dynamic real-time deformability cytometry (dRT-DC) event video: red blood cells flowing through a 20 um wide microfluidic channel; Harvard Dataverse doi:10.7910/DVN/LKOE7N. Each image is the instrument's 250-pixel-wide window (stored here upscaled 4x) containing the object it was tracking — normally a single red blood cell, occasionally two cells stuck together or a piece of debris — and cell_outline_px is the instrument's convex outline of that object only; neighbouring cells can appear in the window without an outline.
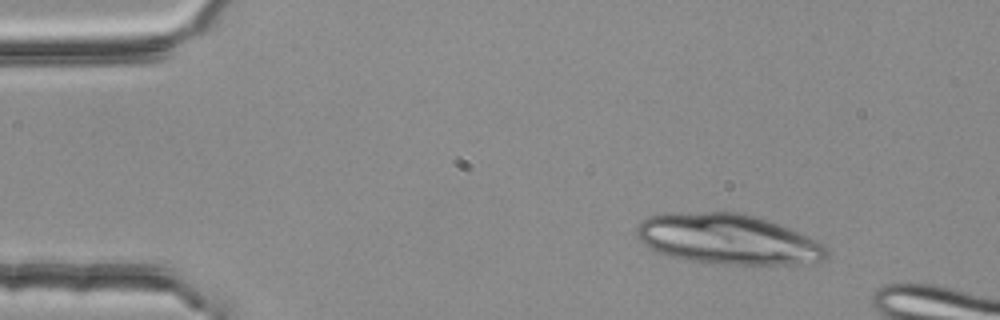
{"species": "common noctule bat (a hibernating species)", "species_latin": "Nyctalus noctula", "temperature_condition": "room temperature", "stored_images_in_passage": 46, "camera_frame_rate_fps": 3000, "um_per_image_px": 0.085, "animal": {"sex": "female", "body_mass_g": 25.1}, "frame": {"image": 1, "passage_image": 1, "time_ms": 0.0, "image_size_px": [1000, 320], "cell_outline_px": [[828, 256], [824, 260], [804, 268], [724, 264], [692, 260], [668, 256], [644, 244], [636, 236], [636, 228], [648, 216], [664, 212], [740, 212], [756, 216], [768, 220], [808, 236], [824, 244], [828, 252]], "centroid_in_image_um": [62.0, 20.37], "position_along_channel_um": 23.0, "area_um2": 57.05}}
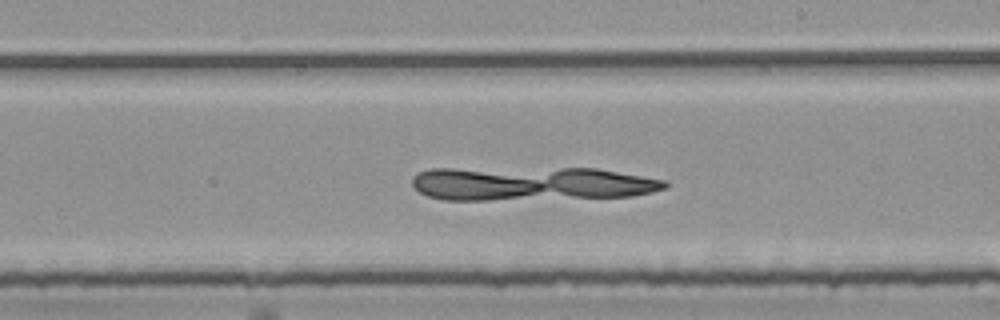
{"frame": {"image": 2, "passage_image": 25, "time_ms": 8.0, "image_size_px": [1000, 320], "cell_outline_px": [[668, 188], [652, 192], [632, 196], [488, 200], [444, 200], [428, 196], [420, 192], [412, 184], [412, 180], [420, 172], [432, 168], [596, 168], [668, 180]], "centroid_in_image_um": [45.19, 15.6], "position_along_channel_um": 243.8, "area_um2": 50.05}}
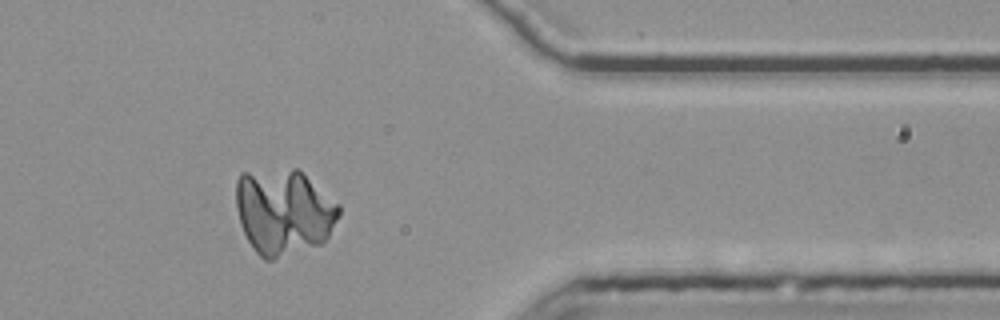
{"frame": {"image": 3, "passage_image": 38, "time_ms": 12.333, "image_size_px": [1000, 320], "cell_outline_px": [[340, 216], [324, 244], [272, 260], [264, 260], [256, 252], [248, 240], [240, 224], [236, 208], [236, 180], [240, 172], [292, 168], [296, 168], [340, 204]], "centroid_in_image_um": [24.12, 18.01], "position_along_channel_um": 387.3, "area_um2": 52.02}}